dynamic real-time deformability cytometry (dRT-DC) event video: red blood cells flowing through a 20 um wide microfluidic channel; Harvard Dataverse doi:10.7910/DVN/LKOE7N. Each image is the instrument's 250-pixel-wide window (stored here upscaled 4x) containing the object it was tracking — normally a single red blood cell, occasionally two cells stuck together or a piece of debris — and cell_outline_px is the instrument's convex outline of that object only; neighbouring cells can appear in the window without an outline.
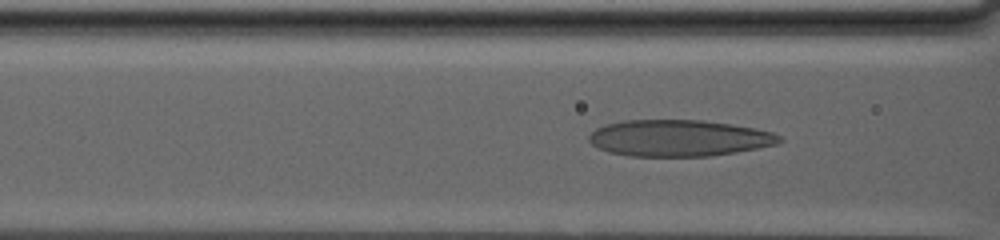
{"species": "human", "species_latin": "Homo sapiens", "temperature_condition": "warm", "stored_images_in_passage": 89, "camera_frame_rate_fps": 3000, "um_per_image_px": 0.085, "donor": {"sex": "male"}, "frame": {"image": 1, "passage_image": 41, "time_ms": 13.333, "image_size_px": [1000, 240], "cell_outline_px": [[784, 140], [776, 144], [736, 152], [708, 156], [628, 156], [608, 152], [592, 144], [588, 140], [588, 136], [596, 128], [604, 124], [624, 120], [704, 120], [732, 124], [756, 128], [772, 132], [780, 136]], "centroid_in_image_um": [57.69, 11.73], "position_along_channel_um": 108.9, "area_um2": 40.58}}
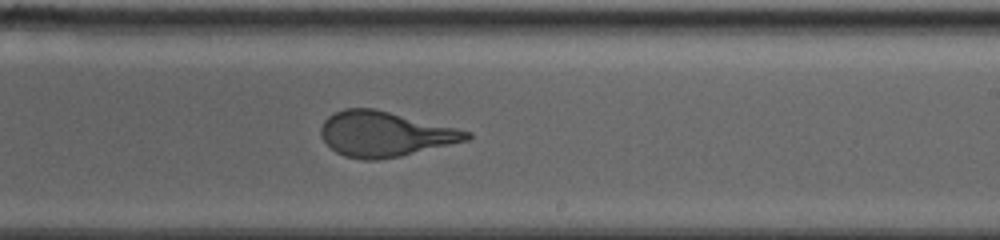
{"frame": {"image": 2, "passage_image": 59, "time_ms": 19.333, "image_size_px": [1000, 240], "cell_outline_px": [[472, 136], [468, 140], [400, 156], [380, 160], [364, 160], [344, 156], [336, 152], [320, 136], [320, 128], [324, 120], [328, 116], [344, 108], [372, 108], [456, 128], [472, 132]], "centroid_in_image_um": [32.68, 11.4], "position_along_channel_um": 256.3, "area_um2": 37.97}}
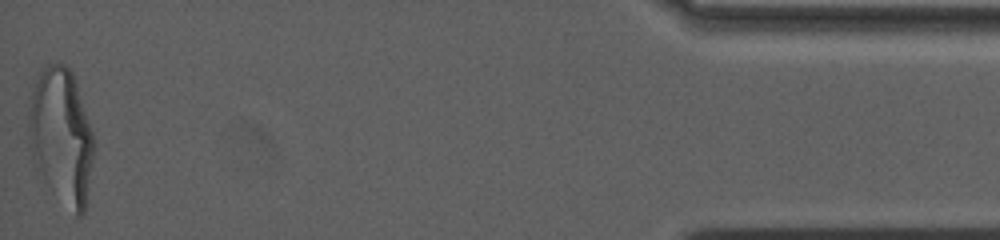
{"frame": {"image": 3, "passage_image": 89, "time_ms": 29.333, "image_size_px": [1000, 240], "cell_outline_px": [[92, 156], [84, 212], [80, 216], [76, 216], [48, 184], [32, 156], [28, 148], [28, 116], [32, 88], [36, 72], [48, 64], [64, 64], [72, 72], [92, 132]], "centroid_in_image_um": [5.16, 11.47], "position_along_channel_um": 430.0, "area_um2": 50.34}}